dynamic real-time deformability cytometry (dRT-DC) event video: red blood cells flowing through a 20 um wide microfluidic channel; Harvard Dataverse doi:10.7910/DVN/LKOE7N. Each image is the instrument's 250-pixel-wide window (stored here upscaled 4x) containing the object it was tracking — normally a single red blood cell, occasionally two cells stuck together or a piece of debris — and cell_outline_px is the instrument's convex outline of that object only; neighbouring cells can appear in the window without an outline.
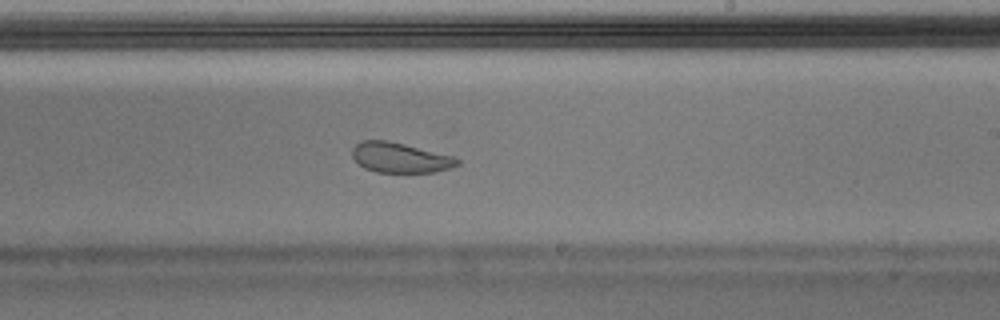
{"species": "Egyptian fruit bat (a non-hibernating species)", "species_latin": "Rousettus aegyptiacus", "temperature_condition": "warm", "stored_images_in_passage": 51, "camera_frame_rate_fps": 3000, "um_per_image_px": 0.085, "animal": {"sex": "male"}, "frame": {"image": 1, "passage_image": 30, "time_ms": 9.667, "image_size_px": [1000, 320], "cell_outline_px": [[460, 164], [436, 172], [376, 172], [364, 168], [352, 156], [352, 148], [356, 144], [364, 140], [384, 140], [404, 144], [452, 156], [460, 160]], "centroid_in_image_um": [33.99, 13.4], "position_along_channel_um": 255.0, "area_um2": 18.15}}
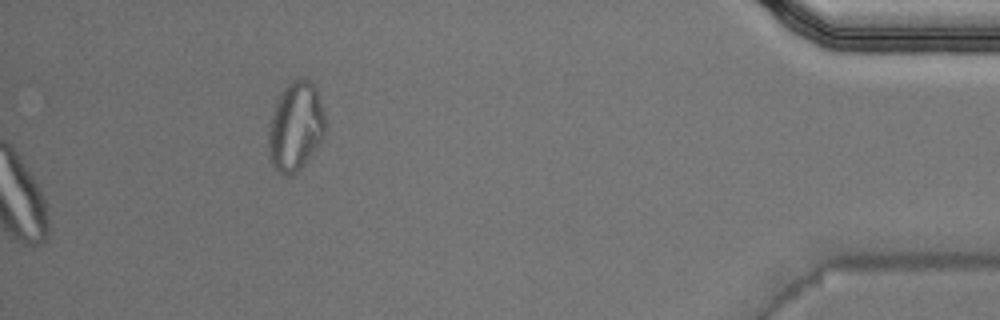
{"frame": {"image": 2, "passage_image": 51, "time_ms": 16.667, "image_size_px": [1000, 320], "cell_outline_px": [[324, 136], [316, 148], [304, 164], [292, 176], [284, 176], [272, 164], [268, 144], [268, 124], [276, 100], [284, 88], [292, 80], [308, 80], [316, 88], [320, 100], [324, 116]], "centroid_in_image_um": [25.1, 10.77], "position_along_channel_um": 410.1, "area_um2": 29.13}, "authors_computed_cell_mechanics": {"area_um2": 20.8658, "velocity_mm_per_s": 4.0302, "shape_relaxation_time_tau1_ms": null, "shape_relaxation_time_tau2_ms": 1.0902, "deformation_change_tau1": null, "deformation_change_tau2": 0.053}}